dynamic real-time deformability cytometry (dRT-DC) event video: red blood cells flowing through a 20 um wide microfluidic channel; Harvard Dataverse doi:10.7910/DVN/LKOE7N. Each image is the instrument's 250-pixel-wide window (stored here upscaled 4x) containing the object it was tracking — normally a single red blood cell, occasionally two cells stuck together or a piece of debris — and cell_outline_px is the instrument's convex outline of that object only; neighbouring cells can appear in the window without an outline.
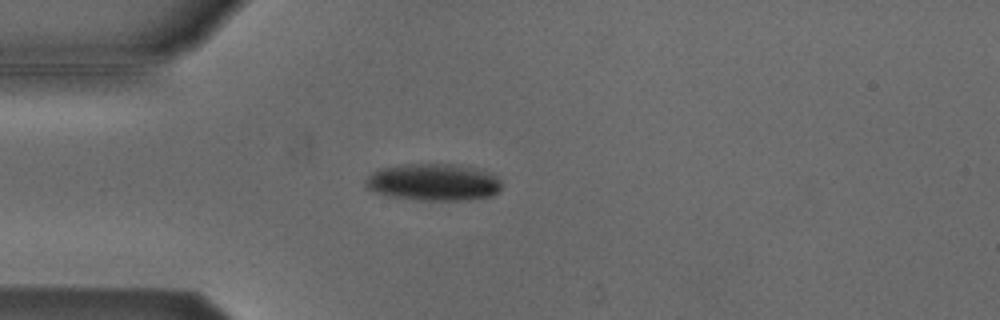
{"species": "Egyptian fruit bat (a non-hibernating species)", "species_latin": "Rousettus aegyptiacus", "temperature_condition": "cold", "stored_images_in_passage": 3, "camera_frame_rate_fps": 3000, "um_per_image_px": 0.085, "animal": {"sex": "male"}, "frame": {"image": 1, "passage_image": 3, "time_ms": 0.667, "image_size_px": [1000, 320], "cell_outline_px": [[500, 188], [492, 196], [460, 200], [420, 200], [392, 196], [376, 192], [368, 188], [368, 176], [372, 172], [380, 168], [400, 164], [460, 164], [496, 176], [500, 180]], "centroid_in_image_um": [36.84, 15.47], "position_along_channel_um": 48.2, "area_um2": 28.84}}